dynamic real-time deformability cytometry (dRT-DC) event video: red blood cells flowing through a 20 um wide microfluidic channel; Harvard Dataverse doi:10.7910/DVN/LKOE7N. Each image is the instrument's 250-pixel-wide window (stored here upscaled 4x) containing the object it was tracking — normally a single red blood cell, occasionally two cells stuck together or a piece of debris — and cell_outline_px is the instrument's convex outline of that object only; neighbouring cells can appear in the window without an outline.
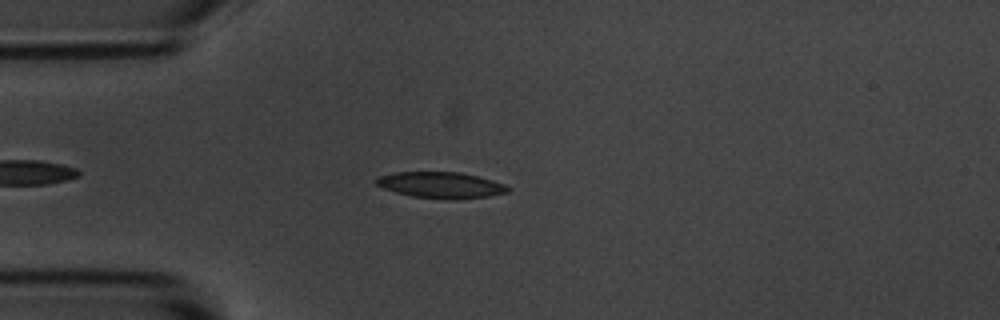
{"species": "common noctule bat (a hibernating species)", "species_latin": "Nyctalus noctula", "temperature_condition": "room temperature", "stored_images_in_passage": 3, "camera_frame_rate_fps": 3000, "um_per_image_px": 0.085, "animal": {"sex": "male", "body_mass_g": 20.1, "forearm_length_mm": 53.5}, "frame": {"image": 1, "passage_image": 3, "time_ms": 2.333, "image_size_px": [1000, 320], "cell_outline_px": [[512, 188], [508, 192], [488, 196], [452, 200], [412, 196], [396, 192], [384, 188], [376, 184], [376, 176], [396, 172], [460, 172], [492, 180], [504, 184]], "centroid_in_image_um": [37.48, 15.73], "position_along_channel_um": 47.5, "area_um2": 20.0}}